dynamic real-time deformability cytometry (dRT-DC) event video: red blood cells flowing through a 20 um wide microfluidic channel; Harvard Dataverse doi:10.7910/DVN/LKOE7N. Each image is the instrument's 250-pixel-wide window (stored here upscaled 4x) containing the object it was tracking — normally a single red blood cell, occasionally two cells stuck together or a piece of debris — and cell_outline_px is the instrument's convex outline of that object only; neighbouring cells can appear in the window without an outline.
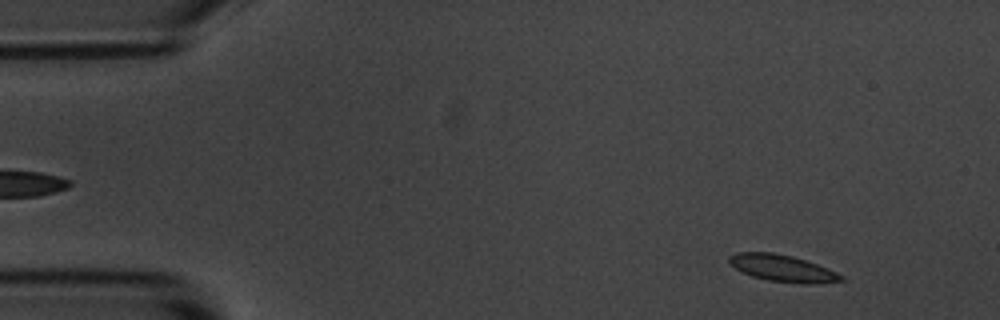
{"species": "common noctule bat (a hibernating species)", "species_latin": "Nyctalus noctula", "temperature_condition": "room temperature", "stored_images_in_passage": 55, "segment_of_instrument_passage": [1, 2], "camera_frame_rate_fps": 3000, "um_per_image_px": 0.085, "animal": {"sex": "male", "body_mass_g": 20.1, "forearm_length_mm": 53.5}, "frame": {"image": 1, "passage_image": 5, "time_ms": 1.333, "image_size_px": [1000, 320], "cell_outline_px": [[844, 280], [808, 284], [800, 284], [768, 280], [752, 276], [736, 268], [728, 260], [728, 256], [736, 252], [772, 252], [792, 256], [828, 268], [844, 276]], "centroid_in_image_um": [66.51, 22.79], "position_along_channel_um": 18.5, "area_um2": 17.28}}
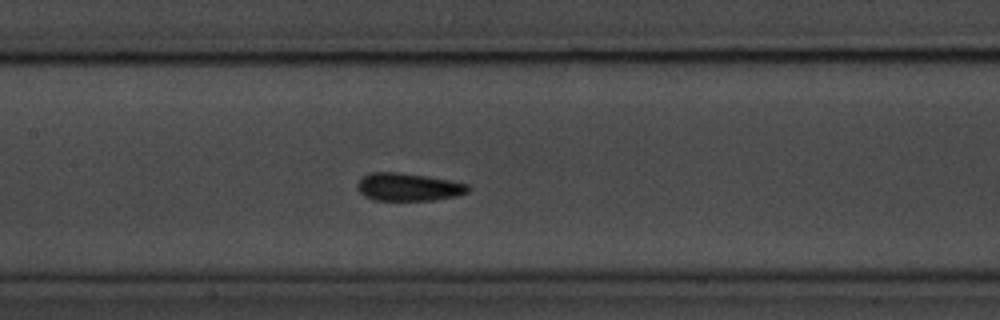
{"frame": {"image": 2, "passage_image": 25, "time_ms": 8.0, "image_size_px": [1000, 320], "cell_outline_px": [[468, 192], [456, 196], [432, 200], [372, 200], [364, 196], [356, 188], [356, 184], [368, 172], [400, 172], [448, 180], [468, 184]], "centroid_in_image_um": [34.65, 15.89], "position_along_channel_um": 172.7, "area_um2": 17.86}}
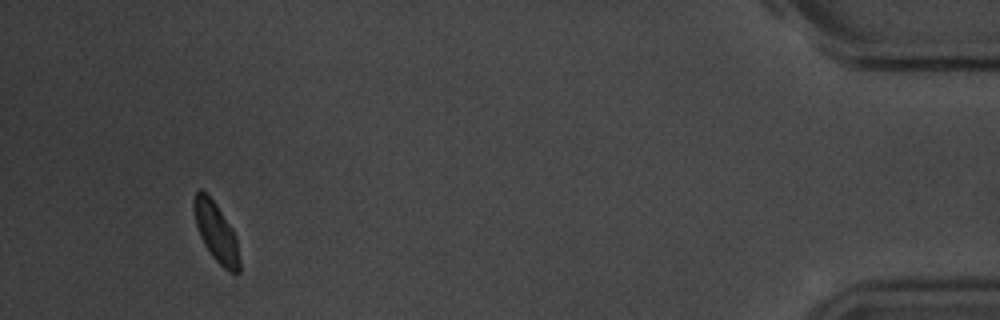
{"frame": {"image": 3, "passage_image": 51, "time_ms": 16.667, "image_size_px": [1000, 320], "cell_outline_px": [[240, 272], [236, 276], [228, 272], [212, 256], [204, 244], [200, 236], [196, 224], [192, 204], [192, 200], [196, 192], [200, 188], [216, 204], [232, 228], [236, 236], [240, 260]], "centroid_in_image_um": [18.39, 19.78], "position_along_channel_um": 416.8, "area_um2": 15.84}}